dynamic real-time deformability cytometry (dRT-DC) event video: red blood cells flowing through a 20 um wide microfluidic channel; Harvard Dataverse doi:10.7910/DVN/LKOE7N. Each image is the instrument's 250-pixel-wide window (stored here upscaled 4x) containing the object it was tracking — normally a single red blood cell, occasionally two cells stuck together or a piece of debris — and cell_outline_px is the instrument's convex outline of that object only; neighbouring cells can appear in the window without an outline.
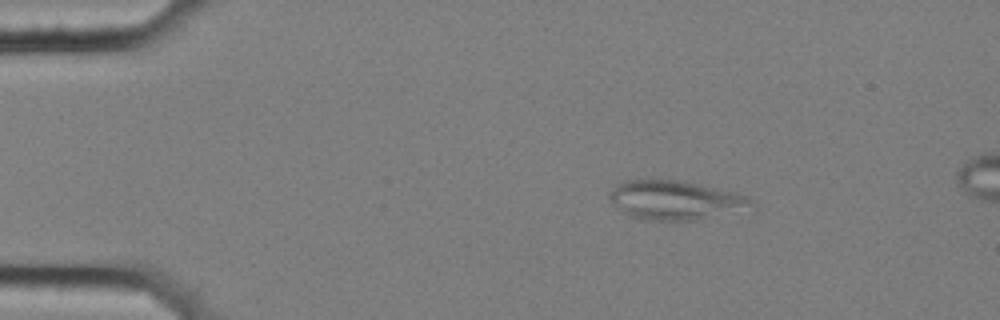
{"species": "common noctule bat (a hibernating species)", "species_latin": "Nyctalus noctula", "temperature_condition": "cold", "stored_images_in_passage": 50, "segment_of_instrument_passage": [1, 2], "camera_frame_rate_fps": 3000, "um_per_image_px": 0.085, "animal": {"sex": "female", "body_mass_g": 25.1}, "frame": {"image": 1, "passage_image": 1, "time_ms": 0.0, "image_size_px": [1000, 320], "cell_outline_px": [[756, 208], [696, 220], [644, 220], [628, 216], [608, 196], [612, 188], [616, 184], [624, 180], [680, 180], [736, 192], [748, 196], [756, 204]], "centroid_in_image_um": [57.47, 17.02], "position_along_channel_um": 27.5, "area_um2": 32.48}}